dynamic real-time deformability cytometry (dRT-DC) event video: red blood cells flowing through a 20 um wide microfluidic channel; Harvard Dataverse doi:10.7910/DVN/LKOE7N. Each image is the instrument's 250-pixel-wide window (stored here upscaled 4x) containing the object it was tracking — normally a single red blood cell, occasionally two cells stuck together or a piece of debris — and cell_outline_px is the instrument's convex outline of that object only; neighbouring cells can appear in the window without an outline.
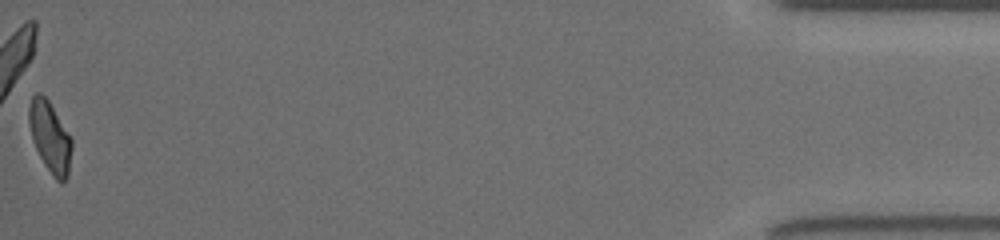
{"species": "common noctule bat (a hibernating species)", "species_latin": "Nyctalus noctula", "temperature_condition": "room temperature", "stored_images_in_passage": 39, "camera_frame_rate_fps": 3000, "um_per_image_px": 0.085, "animal": {"sex": "female", "body_mass_g": 19.5, "forearm_length_mm": 54.1}, "frame": {"image": 1, "passage_image": 39, "time_ms": 12.667, "image_size_px": [1000, 240], "cell_outline_px": [[72, 148], [68, 176], [64, 184], [60, 184], [52, 176], [44, 164], [32, 140], [28, 120], [28, 108], [32, 96], [36, 92], [40, 92], [48, 100], [72, 140]], "centroid_in_image_um": [4.24, 11.68], "position_along_channel_um": 431.0, "area_um2": 17.69}, "authors_computed_cell_mechanics": {"area_um2": 18.5538, "velocity_mm_per_s": 4.0315, "shape_relaxation_time_tau1_ms": 4.0052, "shape_relaxation_time_tau2_ms": 1.2334, "deformation_change_tau1": 0.1416, "deformation_change_tau2": 0.0657}}